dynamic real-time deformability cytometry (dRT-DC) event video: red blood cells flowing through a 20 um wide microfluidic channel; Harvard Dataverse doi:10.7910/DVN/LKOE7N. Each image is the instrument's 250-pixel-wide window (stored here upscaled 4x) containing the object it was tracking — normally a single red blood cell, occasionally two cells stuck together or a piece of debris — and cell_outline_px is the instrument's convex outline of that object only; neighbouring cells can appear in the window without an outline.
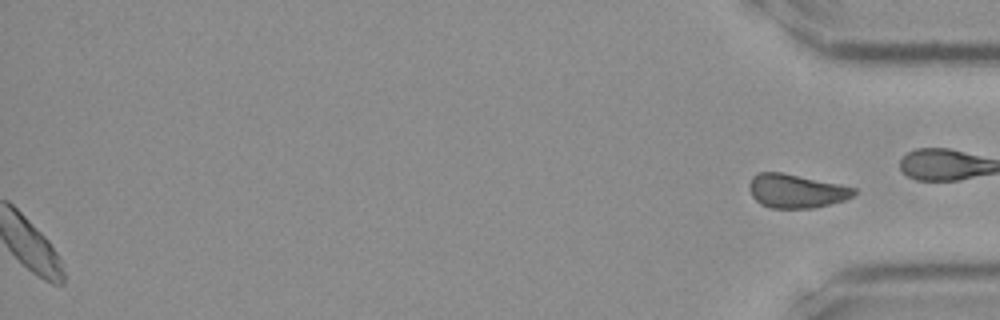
{"species": "Egyptian fruit bat (a non-hibernating species)", "species_latin": "Rousettus aegyptiacus", "temperature_condition": "room temperature", "stored_images_in_passage": 34, "segment_of_instrument_passage": [2, 2], "camera_frame_rate_fps": 3000, "um_per_image_px": 0.085, "frame": {"image": 1, "passage_image": 34, "time_ms": 11.0, "image_size_px": [1000, 320], "cell_outline_px": [[856, 192], [852, 196], [844, 200], [812, 208], [772, 208], [760, 204], [752, 196], [748, 188], [748, 184], [752, 176], [756, 172], [784, 172], [856, 188]], "centroid_in_image_um": [67.62, 16.22], "position_along_channel_um": 367.6, "area_um2": 20.63}}